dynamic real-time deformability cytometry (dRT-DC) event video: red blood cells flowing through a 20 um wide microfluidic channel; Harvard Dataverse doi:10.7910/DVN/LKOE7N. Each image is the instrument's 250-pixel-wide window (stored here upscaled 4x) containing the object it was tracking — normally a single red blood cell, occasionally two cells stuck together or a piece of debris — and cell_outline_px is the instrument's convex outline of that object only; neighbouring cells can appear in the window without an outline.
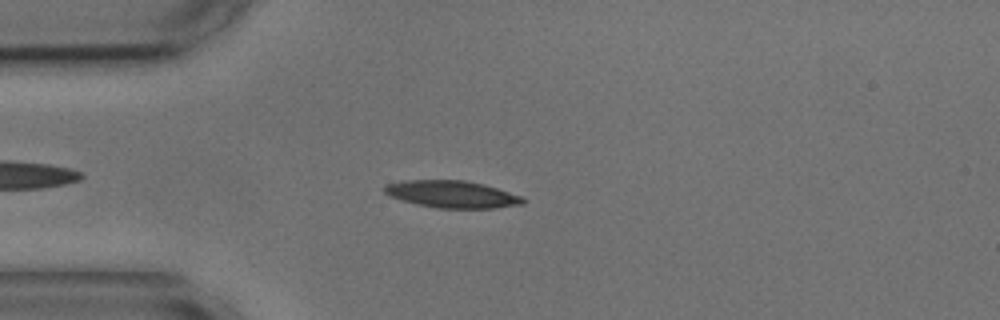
{"species": "common noctule bat (a hibernating species)", "species_latin": "Nyctalus noctula", "temperature_condition": "cold", "stored_images_in_passage": 48, "camera_frame_rate_fps": 3000, "um_per_image_px": 0.085, "animal": {"sex": "male", "body_mass_g": 17.9, "forearm_length_mm": 54.2}, "frame": {"image": 1, "passage_image": 7, "time_ms": 2.0, "image_size_px": [1000, 320], "cell_outline_px": [[528, 200], [524, 204], [496, 208], [436, 208], [400, 200], [384, 192], [384, 184], [404, 180], [464, 180], [484, 184], [524, 196]], "centroid_in_image_um": [38.48, 16.51], "position_along_channel_um": 46.5, "area_um2": 22.14}}
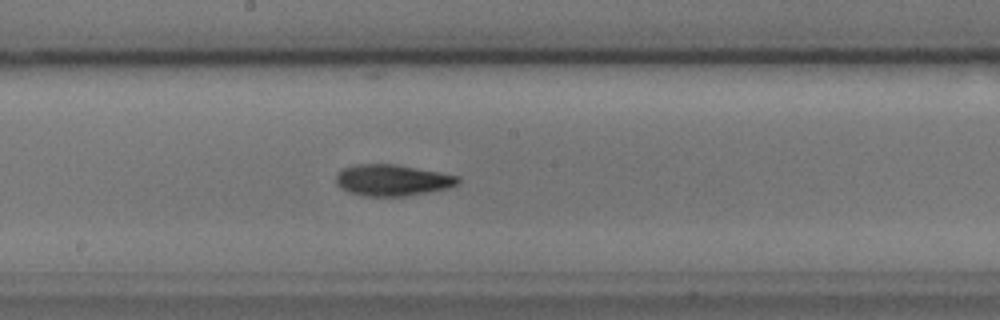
{"frame": {"image": 2, "passage_image": 22, "time_ms": 7.0, "image_size_px": [1000, 320], "cell_outline_px": [[460, 180], [456, 184], [448, 188], [428, 192], [404, 196], [364, 196], [348, 192], [340, 188], [336, 184], [336, 176], [344, 168], [356, 164], [396, 164], [440, 172], [460, 176]], "centroid_in_image_um": [33.34, 15.31], "position_along_channel_um": 214.9, "area_um2": 22.25}}
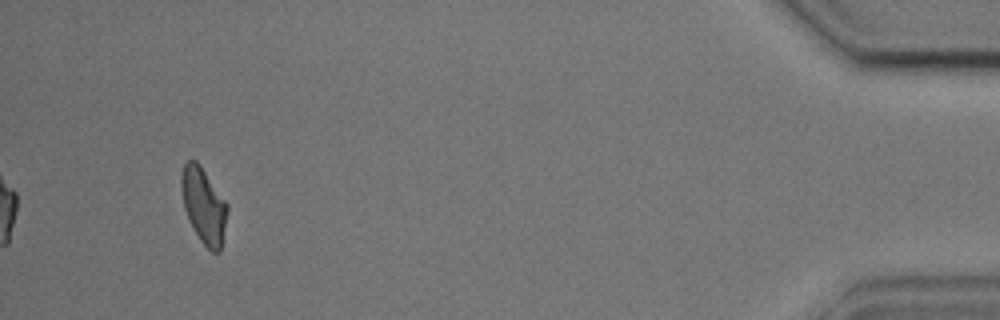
{"frame": {"image": 3, "passage_image": 45, "time_ms": 14.667, "image_size_px": [1000, 320], "cell_outline_px": [[228, 212], [220, 252], [212, 252], [200, 240], [192, 228], [188, 220], [184, 208], [180, 188], [180, 176], [184, 164], [188, 160], [196, 160], [200, 164], [228, 204]], "centroid_in_image_um": [17.3, 17.45], "position_along_channel_um": 417.9, "area_um2": 20.46}, "authors_computed_cell_mechanics": {"area_um2": 21.2415, "velocity_mm_per_s": 3.6157, "shape_relaxation_time_tau1_ms": 4.7071, "shape_relaxation_time_tau2_ms": 4.2575, "deformation_change_tau1": 0.1412, "deformation_change_tau2": 0.1183}}